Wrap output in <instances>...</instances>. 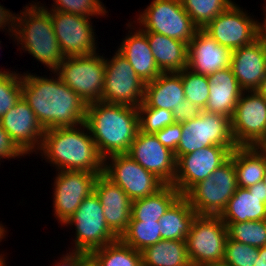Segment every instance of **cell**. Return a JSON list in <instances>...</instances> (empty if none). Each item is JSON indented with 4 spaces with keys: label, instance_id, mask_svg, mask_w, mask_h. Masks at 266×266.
I'll return each mask as SVG.
<instances>
[{
    "label": "cell",
    "instance_id": "1",
    "mask_svg": "<svg viewBox=\"0 0 266 266\" xmlns=\"http://www.w3.org/2000/svg\"><path fill=\"white\" fill-rule=\"evenodd\" d=\"M22 97L45 130L85 123L87 104L57 75H22Z\"/></svg>",
    "mask_w": 266,
    "mask_h": 266
},
{
    "label": "cell",
    "instance_id": "2",
    "mask_svg": "<svg viewBox=\"0 0 266 266\" xmlns=\"http://www.w3.org/2000/svg\"><path fill=\"white\" fill-rule=\"evenodd\" d=\"M85 124L103 159L127 154L139 131V116L136 107L93 102L87 104Z\"/></svg>",
    "mask_w": 266,
    "mask_h": 266
},
{
    "label": "cell",
    "instance_id": "3",
    "mask_svg": "<svg viewBox=\"0 0 266 266\" xmlns=\"http://www.w3.org/2000/svg\"><path fill=\"white\" fill-rule=\"evenodd\" d=\"M79 126L45 130L40 153L59 171H87L100 175L103 173L104 159L99 154L86 124ZM81 127H84L83 130Z\"/></svg>",
    "mask_w": 266,
    "mask_h": 266
},
{
    "label": "cell",
    "instance_id": "4",
    "mask_svg": "<svg viewBox=\"0 0 266 266\" xmlns=\"http://www.w3.org/2000/svg\"><path fill=\"white\" fill-rule=\"evenodd\" d=\"M17 16L14 39L23 50L54 72L65 57L55 36L48 9L31 3Z\"/></svg>",
    "mask_w": 266,
    "mask_h": 266
},
{
    "label": "cell",
    "instance_id": "5",
    "mask_svg": "<svg viewBox=\"0 0 266 266\" xmlns=\"http://www.w3.org/2000/svg\"><path fill=\"white\" fill-rule=\"evenodd\" d=\"M237 188L234 163L229 158L205 180L195 184L184 196L197 215L220 216Z\"/></svg>",
    "mask_w": 266,
    "mask_h": 266
},
{
    "label": "cell",
    "instance_id": "6",
    "mask_svg": "<svg viewBox=\"0 0 266 266\" xmlns=\"http://www.w3.org/2000/svg\"><path fill=\"white\" fill-rule=\"evenodd\" d=\"M227 239V226L219 216L196 215L185 240L192 266L223 262Z\"/></svg>",
    "mask_w": 266,
    "mask_h": 266
},
{
    "label": "cell",
    "instance_id": "7",
    "mask_svg": "<svg viewBox=\"0 0 266 266\" xmlns=\"http://www.w3.org/2000/svg\"><path fill=\"white\" fill-rule=\"evenodd\" d=\"M86 104L102 100L105 57L97 53L66 57L54 71Z\"/></svg>",
    "mask_w": 266,
    "mask_h": 266
},
{
    "label": "cell",
    "instance_id": "8",
    "mask_svg": "<svg viewBox=\"0 0 266 266\" xmlns=\"http://www.w3.org/2000/svg\"><path fill=\"white\" fill-rule=\"evenodd\" d=\"M181 124L182 136L174 152L176 160L202 147L237 146L231 132V121L227 116L202 110L199 116Z\"/></svg>",
    "mask_w": 266,
    "mask_h": 266
},
{
    "label": "cell",
    "instance_id": "9",
    "mask_svg": "<svg viewBox=\"0 0 266 266\" xmlns=\"http://www.w3.org/2000/svg\"><path fill=\"white\" fill-rule=\"evenodd\" d=\"M67 224H74L76 230L75 248L72 251L90 254L119 239L107 226L104 210L95 192L81 202Z\"/></svg>",
    "mask_w": 266,
    "mask_h": 266
},
{
    "label": "cell",
    "instance_id": "10",
    "mask_svg": "<svg viewBox=\"0 0 266 266\" xmlns=\"http://www.w3.org/2000/svg\"><path fill=\"white\" fill-rule=\"evenodd\" d=\"M137 23L143 26L144 32L163 34L187 44L199 30L184 10L181 0H153L144 12L139 14Z\"/></svg>",
    "mask_w": 266,
    "mask_h": 266
},
{
    "label": "cell",
    "instance_id": "11",
    "mask_svg": "<svg viewBox=\"0 0 266 266\" xmlns=\"http://www.w3.org/2000/svg\"><path fill=\"white\" fill-rule=\"evenodd\" d=\"M230 121L237 146H266V99L256 90L243 91Z\"/></svg>",
    "mask_w": 266,
    "mask_h": 266
},
{
    "label": "cell",
    "instance_id": "12",
    "mask_svg": "<svg viewBox=\"0 0 266 266\" xmlns=\"http://www.w3.org/2000/svg\"><path fill=\"white\" fill-rule=\"evenodd\" d=\"M145 83L128 60L118 51L105 60V81L102 102L139 107L144 101Z\"/></svg>",
    "mask_w": 266,
    "mask_h": 266
},
{
    "label": "cell",
    "instance_id": "13",
    "mask_svg": "<svg viewBox=\"0 0 266 266\" xmlns=\"http://www.w3.org/2000/svg\"><path fill=\"white\" fill-rule=\"evenodd\" d=\"M107 159L109 161L111 159L109 165ZM103 174L120 186L132 201L151 196L165 185L127 154H116L105 158Z\"/></svg>",
    "mask_w": 266,
    "mask_h": 266
},
{
    "label": "cell",
    "instance_id": "14",
    "mask_svg": "<svg viewBox=\"0 0 266 266\" xmlns=\"http://www.w3.org/2000/svg\"><path fill=\"white\" fill-rule=\"evenodd\" d=\"M236 147L211 145L180 156L176 160V174L172 185L181 195H185L195 184L205 180L224 164Z\"/></svg>",
    "mask_w": 266,
    "mask_h": 266
},
{
    "label": "cell",
    "instance_id": "15",
    "mask_svg": "<svg viewBox=\"0 0 266 266\" xmlns=\"http://www.w3.org/2000/svg\"><path fill=\"white\" fill-rule=\"evenodd\" d=\"M259 24L257 20L247 16L246 12L232 3L203 30L218 44L233 51L257 40Z\"/></svg>",
    "mask_w": 266,
    "mask_h": 266
},
{
    "label": "cell",
    "instance_id": "16",
    "mask_svg": "<svg viewBox=\"0 0 266 266\" xmlns=\"http://www.w3.org/2000/svg\"><path fill=\"white\" fill-rule=\"evenodd\" d=\"M57 41L64 57H77L96 52L95 34L90 17L48 10Z\"/></svg>",
    "mask_w": 266,
    "mask_h": 266
},
{
    "label": "cell",
    "instance_id": "17",
    "mask_svg": "<svg viewBox=\"0 0 266 266\" xmlns=\"http://www.w3.org/2000/svg\"><path fill=\"white\" fill-rule=\"evenodd\" d=\"M98 174L87 171H58L54 182V215L65 224L75 213L81 202L94 192Z\"/></svg>",
    "mask_w": 266,
    "mask_h": 266
},
{
    "label": "cell",
    "instance_id": "18",
    "mask_svg": "<svg viewBox=\"0 0 266 266\" xmlns=\"http://www.w3.org/2000/svg\"><path fill=\"white\" fill-rule=\"evenodd\" d=\"M144 169L165 185H172L176 174L174 152L159 142L155 134L138 131L127 152Z\"/></svg>",
    "mask_w": 266,
    "mask_h": 266
},
{
    "label": "cell",
    "instance_id": "19",
    "mask_svg": "<svg viewBox=\"0 0 266 266\" xmlns=\"http://www.w3.org/2000/svg\"><path fill=\"white\" fill-rule=\"evenodd\" d=\"M0 123L24 155L30 154L35 149L39 150L45 129L23 97L0 118Z\"/></svg>",
    "mask_w": 266,
    "mask_h": 266
},
{
    "label": "cell",
    "instance_id": "20",
    "mask_svg": "<svg viewBox=\"0 0 266 266\" xmlns=\"http://www.w3.org/2000/svg\"><path fill=\"white\" fill-rule=\"evenodd\" d=\"M94 192L101 202L107 226L120 238L131 219L132 200L120 186L103 173L96 178Z\"/></svg>",
    "mask_w": 266,
    "mask_h": 266
},
{
    "label": "cell",
    "instance_id": "21",
    "mask_svg": "<svg viewBox=\"0 0 266 266\" xmlns=\"http://www.w3.org/2000/svg\"><path fill=\"white\" fill-rule=\"evenodd\" d=\"M232 51L199 29L188 44V66L197 74L210 75L230 66Z\"/></svg>",
    "mask_w": 266,
    "mask_h": 266
},
{
    "label": "cell",
    "instance_id": "22",
    "mask_svg": "<svg viewBox=\"0 0 266 266\" xmlns=\"http://www.w3.org/2000/svg\"><path fill=\"white\" fill-rule=\"evenodd\" d=\"M224 223L266 219V187L263 182L248 188L238 187L219 216Z\"/></svg>",
    "mask_w": 266,
    "mask_h": 266
},
{
    "label": "cell",
    "instance_id": "23",
    "mask_svg": "<svg viewBox=\"0 0 266 266\" xmlns=\"http://www.w3.org/2000/svg\"><path fill=\"white\" fill-rule=\"evenodd\" d=\"M230 67L244 91L256 90L266 75V57L258 40L231 53Z\"/></svg>",
    "mask_w": 266,
    "mask_h": 266
},
{
    "label": "cell",
    "instance_id": "24",
    "mask_svg": "<svg viewBox=\"0 0 266 266\" xmlns=\"http://www.w3.org/2000/svg\"><path fill=\"white\" fill-rule=\"evenodd\" d=\"M210 94L204 111L227 116L231 119L243 89L231 67L208 75Z\"/></svg>",
    "mask_w": 266,
    "mask_h": 266
},
{
    "label": "cell",
    "instance_id": "25",
    "mask_svg": "<svg viewBox=\"0 0 266 266\" xmlns=\"http://www.w3.org/2000/svg\"><path fill=\"white\" fill-rule=\"evenodd\" d=\"M140 28L142 27L127 35L117 51L128 60L138 77L146 84L162 72L155 62L146 33Z\"/></svg>",
    "mask_w": 266,
    "mask_h": 266
},
{
    "label": "cell",
    "instance_id": "26",
    "mask_svg": "<svg viewBox=\"0 0 266 266\" xmlns=\"http://www.w3.org/2000/svg\"><path fill=\"white\" fill-rule=\"evenodd\" d=\"M183 101H185V93L179 72L161 73L145 84L143 102L148 107L172 111L181 106Z\"/></svg>",
    "mask_w": 266,
    "mask_h": 266
},
{
    "label": "cell",
    "instance_id": "27",
    "mask_svg": "<svg viewBox=\"0 0 266 266\" xmlns=\"http://www.w3.org/2000/svg\"><path fill=\"white\" fill-rule=\"evenodd\" d=\"M155 62L162 73L180 72L188 66V44L163 34L145 32Z\"/></svg>",
    "mask_w": 266,
    "mask_h": 266
},
{
    "label": "cell",
    "instance_id": "28",
    "mask_svg": "<svg viewBox=\"0 0 266 266\" xmlns=\"http://www.w3.org/2000/svg\"><path fill=\"white\" fill-rule=\"evenodd\" d=\"M238 187L262 182L266 169V146H237L231 151Z\"/></svg>",
    "mask_w": 266,
    "mask_h": 266
},
{
    "label": "cell",
    "instance_id": "29",
    "mask_svg": "<svg viewBox=\"0 0 266 266\" xmlns=\"http://www.w3.org/2000/svg\"><path fill=\"white\" fill-rule=\"evenodd\" d=\"M196 215L187 198L181 195L159 220L162 240H186Z\"/></svg>",
    "mask_w": 266,
    "mask_h": 266
},
{
    "label": "cell",
    "instance_id": "30",
    "mask_svg": "<svg viewBox=\"0 0 266 266\" xmlns=\"http://www.w3.org/2000/svg\"><path fill=\"white\" fill-rule=\"evenodd\" d=\"M180 196L173 185H164L151 196L133 200L130 221H159Z\"/></svg>",
    "mask_w": 266,
    "mask_h": 266
},
{
    "label": "cell",
    "instance_id": "31",
    "mask_svg": "<svg viewBox=\"0 0 266 266\" xmlns=\"http://www.w3.org/2000/svg\"><path fill=\"white\" fill-rule=\"evenodd\" d=\"M142 266H192L185 240H160L141 251Z\"/></svg>",
    "mask_w": 266,
    "mask_h": 266
},
{
    "label": "cell",
    "instance_id": "32",
    "mask_svg": "<svg viewBox=\"0 0 266 266\" xmlns=\"http://www.w3.org/2000/svg\"><path fill=\"white\" fill-rule=\"evenodd\" d=\"M90 255L100 266H142L141 252L120 239L93 250Z\"/></svg>",
    "mask_w": 266,
    "mask_h": 266
},
{
    "label": "cell",
    "instance_id": "33",
    "mask_svg": "<svg viewBox=\"0 0 266 266\" xmlns=\"http://www.w3.org/2000/svg\"><path fill=\"white\" fill-rule=\"evenodd\" d=\"M160 228L159 221H129L128 228L119 239L141 252L146 247L162 240Z\"/></svg>",
    "mask_w": 266,
    "mask_h": 266
},
{
    "label": "cell",
    "instance_id": "34",
    "mask_svg": "<svg viewBox=\"0 0 266 266\" xmlns=\"http://www.w3.org/2000/svg\"><path fill=\"white\" fill-rule=\"evenodd\" d=\"M181 3L191 20L199 29H203L233 2L231 0H181Z\"/></svg>",
    "mask_w": 266,
    "mask_h": 266
},
{
    "label": "cell",
    "instance_id": "35",
    "mask_svg": "<svg viewBox=\"0 0 266 266\" xmlns=\"http://www.w3.org/2000/svg\"><path fill=\"white\" fill-rule=\"evenodd\" d=\"M225 224L230 239L257 248L266 246V219Z\"/></svg>",
    "mask_w": 266,
    "mask_h": 266
},
{
    "label": "cell",
    "instance_id": "36",
    "mask_svg": "<svg viewBox=\"0 0 266 266\" xmlns=\"http://www.w3.org/2000/svg\"><path fill=\"white\" fill-rule=\"evenodd\" d=\"M179 73L181 74L185 99L204 110L210 94L208 76L197 74L189 68H185Z\"/></svg>",
    "mask_w": 266,
    "mask_h": 266
},
{
    "label": "cell",
    "instance_id": "37",
    "mask_svg": "<svg viewBox=\"0 0 266 266\" xmlns=\"http://www.w3.org/2000/svg\"><path fill=\"white\" fill-rule=\"evenodd\" d=\"M11 72L0 71V118L22 97V74Z\"/></svg>",
    "mask_w": 266,
    "mask_h": 266
},
{
    "label": "cell",
    "instance_id": "38",
    "mask_svg": "<svg viewBox=\"0 0 266 266\" xmlns=\"http://www.w3.org/2000/svg\"><path fill=\"white\" fill-rule=\"evenodd\" d=\"M139 116V130L144 133L158 132L166 126L175 123L172 111L148 107L144 102L137 107Z\"/></svg>",
    "mask_w": 266,
    "mask_h": 266
},
{
    "label": "cell",
    "instance_id": "39",
    "mask_svg": "<svg viewBox=\"0 0 266 266\" xmlns=\"http://www.w3.org/2000/svg\"><path fill=\"white\" fill-rule=\"evenodd\" d=\"M259 248L234 241L228 237L223 263L229 266H254Z\"/></svg>",
    "mask_w": 266,
    "mask_h": 266
},
{
    "label": "cell",
    "instance_id": "40",
    "mask_svg": "<svg viewBox=\"0 0 266 266\" xmlns=\"http://www.w3.org/2000/svg\"><path fill=\"white\" fill-rule=\"evenodd\" d=\"M52 10L80 16H104L107 11L100 0H53ZM54 7V8H53Z\"/></svg>",
    "mask_w": 266,
    "mask_h": 266
},
{
    "label": "cell",
    "instance_id": "41",
    "mask_svg": "<svg viewBox=\"0 0 266 266\" xmlns=\"http://www.w3.org/2000/svg\"><path fill=\"white\" fill-rule=\"evenodd\" d=\"M154 134L161 144L175 152L182 136V124L174 123Z\"/></svg>",
    "mask_w": 266,
    "mask_h": 266
},
{
    "label": "cell",
    "instance_id": "42",
    "mask_svg": "<svg viewBox=\"0 0 266 266\" xmlns=\"http://www.w3.org/2000/svg\"><path fill=\"white\" fill-rule=\"evenodd\" d=\"M201 111L202 109L185 99L181 102V106L172 110V113L175 123H182L196 118L201 114Z\"/></svg>",
    "mask_w": 266,
    "mask_h": 266
},
{
    "label": "cell",
    "instance_id": "43",
    "mask_svg": "<svg viewBox=\"0 0 266 266\" xmlns=\"http://www.w3.org/2000/svg\"><path fill=\"white\" fill-rule=\"evenodd\" d=\"M23 156V153L12 142L7 132L3 129L0 123V159L15 158Z\"/></svg>",
    "mask_w": 266,
    "mask_h": 266
},
{
    "label": "cell",
    "instance_id": "44",
    "mask_svg": "<svg viewBox=\"0 0 266 266\" xmlns=\"http://www.w3.org/2000/svg\"><path fill=\"white\" fill-rule=\"evenodd\" d=\"M16 20L17 14H12L8 9L0 5V29H5L4 27L8 26V30H10L8 32L12 33L11 37L15 34Z\"/></svg>",
    "mask_w": 266,
    "mask_h": 266
},
{
    "label": "cell",
    "instance_id": "45",
    "mask_svg": "<svg viewBox=\"0 0 266 266\" xmlns=\"http://www.w3.org/2000/svg\"><path fill=\"white\" fill-rule=\"evenodd\" d=\"M88 255L85 252L72 251L61 258L62 260L56 263V266H79L81 261Z\"/></svg>",
    "mask_w": 266,
    "mask_h": 266
},
{
    "label": "cell",
    "instance_id": "46",
    "mask_svg": "<svg viewBox=\"0 0 266 266\" xmlns=\"http://www.w3.org/2000/svg\"><path fill=\"white\" fill-rule=\"evenodd\" d=\"M257 40L260 42L266 57V25L259 24Z\"/></svg>",
    "mask_w": 266,
    "mask_h": 266
},
{
    "label": "cell",
    "instance_id": "47",
    "mask_svg": "<svg viewBox=\"0 0 266 266\" xmlns=\"http://www.w3.org/2000/svg\"><path fill=\"white\" fill-rule=\"evenodd\" d=\"M254 266H266V246L259 248V255Z\"/></svg>",
    "mask_w": 266,
    "mask_h": 266
},
{
    "label": "cell",
    "instance_id": "48",
    "mask_svg": "<svg viewBox=\"0 0 266 266\" xmlns=\"http://www.w3.org/2000/svg\"><path fill=\"white\" fill-rule=\"evenodd\" d=\"M79 266H100L96 260L88 254L82 261Z\"/></svg>",
    "mask_w": 266,
    "mask_h": 266
},
{
    "label": "cell",
    "instance_id": "49",
    "mask_svg": "<svg viewBox=\"0 0 266 266\" xmlns=\"http://www.w3.org/2000/svg\"><path fill=\"white\" fill-rule=\"evenodd\" d=\"M256 91L266 99V75Z\"/></svg>",
    "mask_w": 266,
    "mask_h": 266
},
{
    "label": "cell",
    "instance_id": "50",
    "mask_svg": "<svg viewBox=\"0 0 266 266\" xmlns=\"http://www.w3.org/2000/svg\"><path fill=\"white\" fill-rule=\"evenodd\" d=\"M6 231L5 228L3 227L2 224H0V241L5 237ZM4 255L2 256V254L0 255V259H3Z\"/></svg>",
    "mask_w": 266,
    "mask_h": 266
},
{
    "label": "cell",
    "instance_id": "51",
    "mask_svg": "<svg viewBox=\"0 0 266 266\" xmlns=\"http://www.w3.org/2000/svg\"><path fill=\"white\" fill-rule=\"evenodd\" d=\"M208 266H229V265H227V264L221 262V263H215V264L208 265Z\"/></svg>",
    "mask_w": 266,
    "mask_h": 266
},
{
    "label": "cell",
    "instance_id": "52",
    "mask_svg": "<svg viewBox=\"0 0 266 266\" xmlns=\"http://www.w3.org/2000/svg\"><path fill=\"white\" fill-rule=\"evenodd\" d=\"M262 182L264 183V186L266 187V169H265V172H264V177H263Z\"/></svg>",
    "mask_w": 266,
    "mask_h": 266
},
{
    "label": "cell",
    "instance_id": "53",
    "mask_svg": "<svg viewBox=\"0 0 266 266\" xmlns=\"http://www.w3.org/2000/svg\"><path fill=\"white\" fill-rule=\"evenodd\" d=\"M264 11L266 12V5L264 7ZM264 14H265V16H264L265 18H264V21L261 25H266V13H264Z\"/></svg>",
    "mask_w": 266,
    "mask_h": 266
},
{
    "label": "cell",
    "instance_id": "54",
    "mask_svg": "<svg viewBox=\"0 0 266 266\" xmlns=\"http://www.w3.org/2000/svg\"><path fill=\"white\" fill-rule=\"evenodd\" d=\"M5 261H6V260H4V259H0V266H6V265H5V264H6Z\"/></svg>",
    "mask_w": 266,
    "mask_h": 266
}]
</instances>
